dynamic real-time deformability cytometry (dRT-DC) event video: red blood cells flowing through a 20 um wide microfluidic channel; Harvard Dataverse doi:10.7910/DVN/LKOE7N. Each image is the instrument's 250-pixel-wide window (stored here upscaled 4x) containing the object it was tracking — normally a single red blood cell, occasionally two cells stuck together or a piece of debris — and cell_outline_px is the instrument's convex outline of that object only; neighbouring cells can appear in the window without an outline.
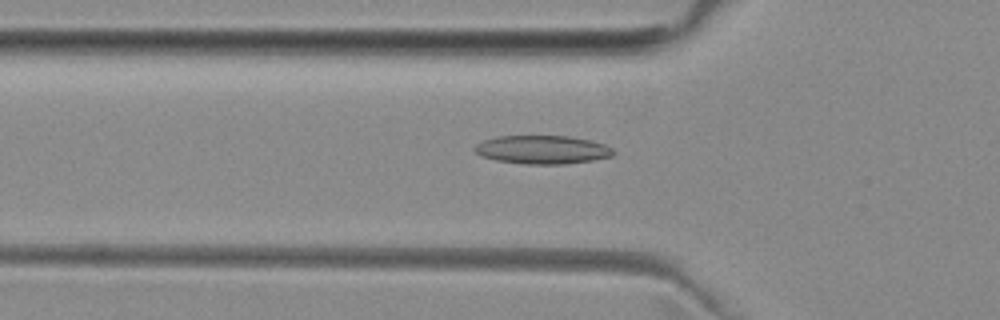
{"species": "common noctule bat (a hibernating species)", "species_latin": "Nyctalus noctula", "temperature_condition": "room temperature", "stored_images_in_passage": 39, "camera_frame_rate_fps": 3000, "um_per_image_px": 0.085, "animal": {"sex": "female", "body_mass_g": 29.2, "forearm_length_mm": 56.3}, "frame": {"image": 1, "passage_image": 5, "time_ms": 1.333, "image_size_px": [1000, 320], "cell_outline_px": [[616, 152], [612, 156], [592, 160], [564, 164], [524, 164], [496, 160], [480, 156], [472, 148], [476, 144], [484, 140], [496, 136], [568, 136], [592, 140], [604, 144], [612, 148]], "centroid_in_image_um": [46.09, 12.72], "position_along_channel_um": 79.7, "area_um2": 23.12}}
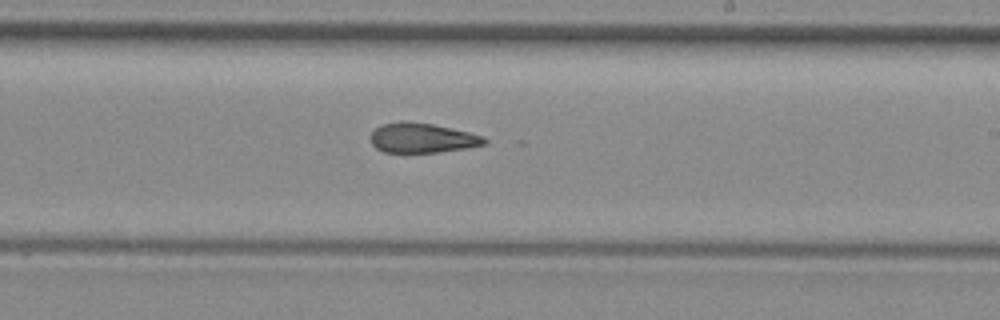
{"frame": {"image": 2, "passage_image": 18, "time_ms": 5.667, "image_size_px": [1000, 320], "cell_outline_px": [[488, 140], [484, 144], [464, 148], [436, 152], [384, 152], [376, 148], [372, 144], [372, 132], [380, 124], [400, 120], [408, 120], [432, 124], [468, 132], [484, 136]], "centroid_in_image_um": [35.85, 11.7], "position_along_channel_um": 253.1, "area_um2": 19.65}}
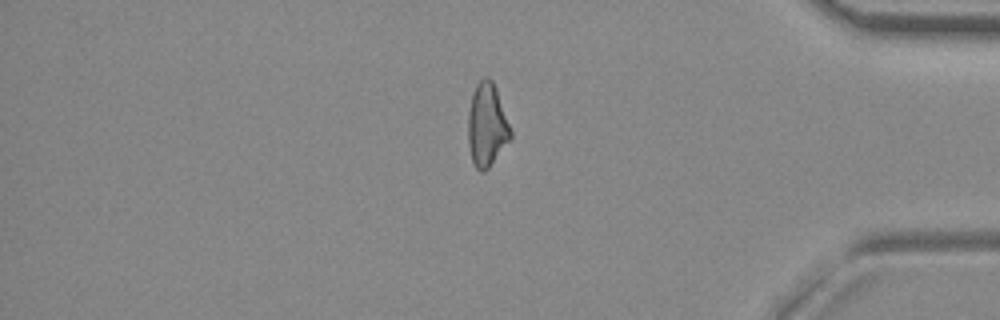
{"frame": {"image": 3, "passage_image": 31, "time_ms": 10.0, "image_size_px": [1000, 320], "cell_outline_px": [[512, 136], [488, 168], [484, 172], [480, 172], [476, 168], [472, 160], [468, 144], [468, 112], [472, 92], [476, 84], [484, 76], [488, 76], [492, 80], [496, 88], [512, 132]], "centroid_in_image_um": [41.37, 10.6], "position_along_channel_um": 393.8, "area_um2": 20.58}, "authors_computed_cell_mechanics": {"area_um2": 20.6346, "velocity_mm_per_s": 3.9857, "shape_relaxation_time_tau1_ms": null, "shape_relaxation_time_tau2_ms": 3.7458, "deformation_change_tau1": null, "deformation_change_tau2": 0.1312}}